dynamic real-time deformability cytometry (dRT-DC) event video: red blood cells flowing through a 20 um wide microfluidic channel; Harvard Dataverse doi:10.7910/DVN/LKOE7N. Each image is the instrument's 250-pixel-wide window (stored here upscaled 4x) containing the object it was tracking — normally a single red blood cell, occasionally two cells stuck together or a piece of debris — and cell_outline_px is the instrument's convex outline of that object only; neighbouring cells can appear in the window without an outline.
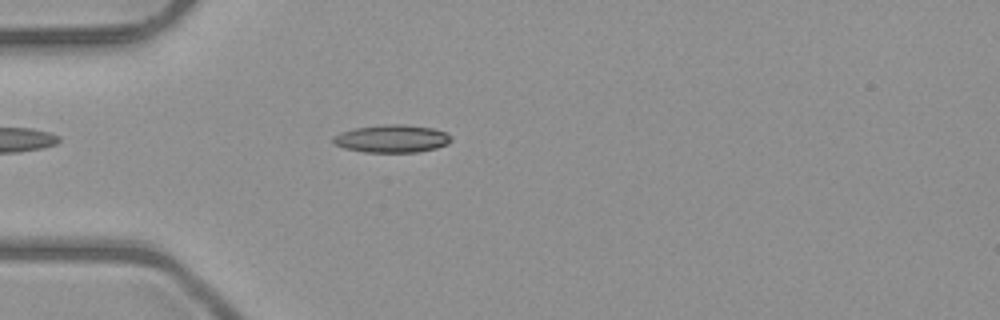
{"species": "common noctule bat (a hibernating species)", "species_latin": "Nyctalus noctula", "temperature_condition": "room temperature", "stored_images_in_passage": 52, "camera_frame_rate_fps": 3000, "um_per_image_px": 0.085, "animal": {"sex": "male", "body_mass_g": 23.1, "forearm_length_mm": 52.7}, "frame": {"image": 1, "passage_image": 16, "time_ms": 5.0, "image_size_px": [1000, 320], "cell_outline_px": [[452, 140], [448, 144], [436, 148], [416, 152], [364, 152], [344, 148], [332, 144], [332, 136], [356, 128], [388, 124], [396, 124], [432, 128], [444, 132], [452, 136]], "centroid_in_image_um": [33.3, 11.8], "position_along_channel_um": 51.7, "area_um2": 18.9}}
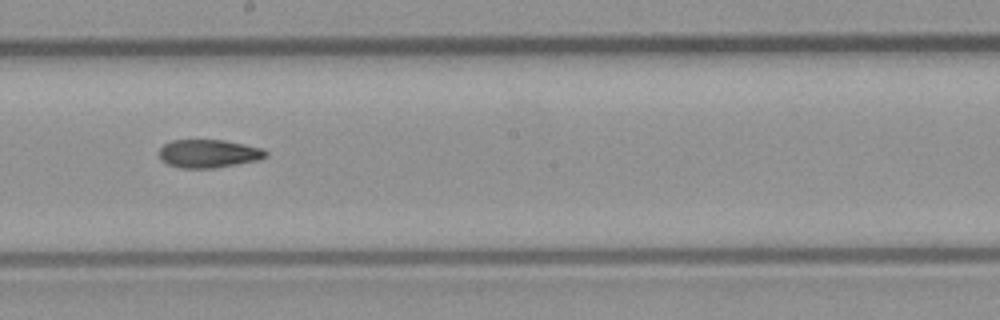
{"frame": {"image": 2, "passage_image": 30, "time_ms": 9.667, "image_size_px": [1000, 320], "cell_outline_px": [[268, 156], [256, 160], [236, 164], [212, 168], [180, 168], [168, 164], [160, 160], [160, 148], [164, 144], [172, 140], [224, 140], [264, 148], [268, 152]], "centroid_in_image_um": [17.74, 13.05], "position_along_channel_um": 230.5, "area_um2": 17.51}}
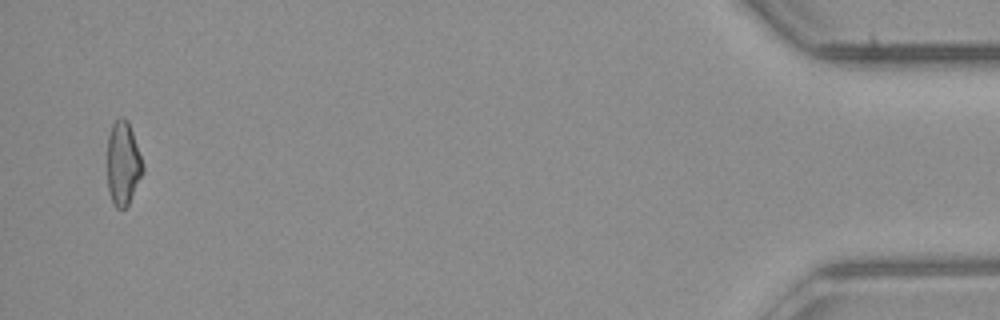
{"frame": {"image": 3, "passage_image": 51, "time_ms": 16.667, "image_size_px": [1000, 320], "cell_outline_px": [[144, 172], [128, 204], [124, 208], [116, 208], [112, 204], [108, 192], [108, 136], [112, 124], [120, 116], [124, 116], [128, 120], [144, 164]], "centroid_in_image_um": [10.47, 13.88], "position_along_channel_um": 424.7, "area_um2": 17.51}, "authors_computed_cell_mechanics": {"area_um2": 17.7446, "velocity_mm_per_s": 4.0472, "shape_relaxation_time_tau1_ms": null, "shape_relaxation_time_tau2_ms": 4.5229, "deformation_change_tau1": null, "deformation_change_tau2": 0.1267}}